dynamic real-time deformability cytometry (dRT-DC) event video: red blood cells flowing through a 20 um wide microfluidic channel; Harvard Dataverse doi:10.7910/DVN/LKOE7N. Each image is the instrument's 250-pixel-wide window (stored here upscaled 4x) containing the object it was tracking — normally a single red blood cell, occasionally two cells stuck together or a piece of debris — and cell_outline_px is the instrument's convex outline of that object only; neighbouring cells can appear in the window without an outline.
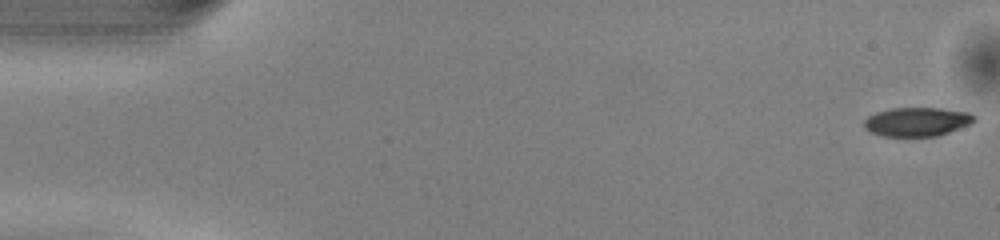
{"species": "common noctule bat (a hibernating species)", "species_latin": "Nyctalus noctula", "temperature_condition": "warm", "stored_images_in_passage": 50, "camera_frame_rate_fps": 3000, "um_per_image_px": 0.085, "animal": {"sex": "male", "body_mass_g": 13.0, "forearm_length_mm": 53.1}, "frame": {"image": 1, "passage_image": 1, "time_ms": 0.0, "image_size_px": [1000, 240], "cell_outline_px": [[976, 120], [972, 124], [936, 136], [880, 136], [868, 132], [864, 128], [864, 120], [868, 116], [876, 112], [892, 108], [940, 108], [968, 112], [976, 116]], "centroid_in_image_um": [77.93, 10.35], "position_along_channel_um": 7.1, "area_um2": 18.73}}
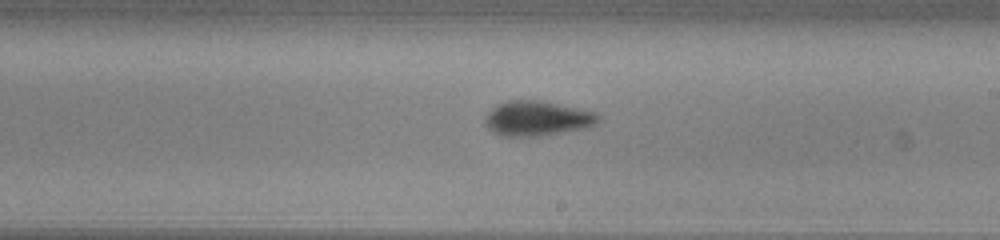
{"frame": {"image": 2, "passage_image": 29, "time_ms": 9.333, "image_size_px": [1000, 240], "cell_outline_px": [[600, 120], [596, 124], [588, 128], [540, 136], [500, 136], [492, 132], [484, 124], [484, 116], [496, 104], [508, 100], [540, 100], [596, 112], [600, 116]], "centroid_in_image_um": [45.64, 10.07], "position_along_channel_um": 243.4, "area_um2": 23.35}}
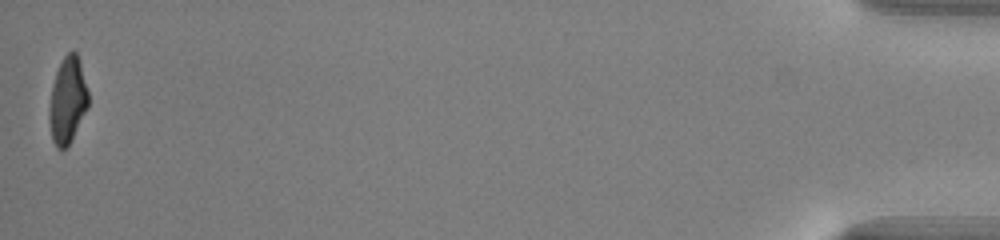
{"frame": {"image": 3, "passage_image": 50, "time_ms": 16.333, "image_size_px": [1000, 240], "cell_outline_px": [[88, 108], [68, 148], [56, 148], [52, 140], [48, 116], [48, 108], [52, 84], [56, 72], [64, 56], [72, 48], [76, 52], [80, 60], [88, 92]], "centroid_in_image_um": [5.74, 8.54], "position_along_channel_um": 429.5, "area_um2": 20.0}, "authors_computed_cell_mechanics": {"area_um2": 21.097, "velocity_mm_per_s": 4.1053, "shape_relaxation_time_tau1_ms": 3.2735, "shape_relaxation_time_tau2_ms": 3.4558, "deformation_change_tau1": 0.1591, "deformation_change_tau2": 0.1125}}